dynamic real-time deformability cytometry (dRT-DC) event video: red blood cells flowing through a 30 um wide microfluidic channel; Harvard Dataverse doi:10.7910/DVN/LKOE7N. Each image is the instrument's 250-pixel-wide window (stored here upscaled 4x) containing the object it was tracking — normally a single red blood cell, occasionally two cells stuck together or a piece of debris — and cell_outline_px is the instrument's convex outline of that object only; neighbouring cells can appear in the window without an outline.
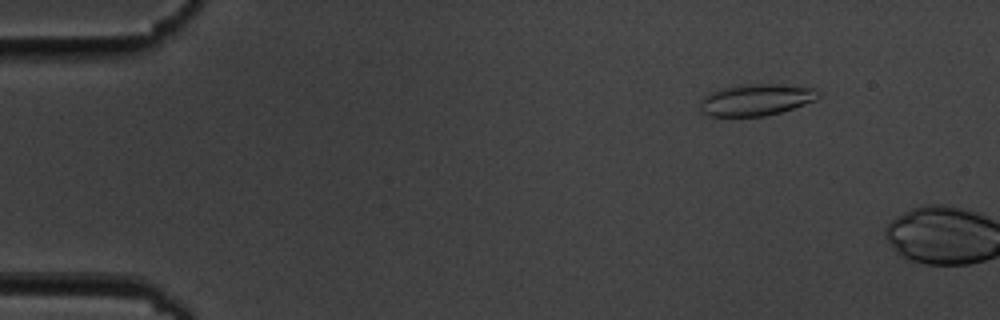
{"species": "common noctule bat (a hibernating species)", "species_latin": "Nyctalus noctula", "temperature_condition": "cold", "stored_images_in_passage": 10, "camera_frame_rate_fps": 3000, "um_per_image_px": 0.085, "animal": {"sex": "male", "body_mass_g": 19.5, "forearm_length_mm": 54.6}, "frame": {"image": 1, "passage_image": 7, "time_ms": 2.0, "image_size_px": [1000, 320], "cell_outline_px": [[824, 96], [816, 100], [780, 112], [764, 116], [708, 116], [700, 112], [700, 104], [704, 96], [720, 88], [744, 84], [784, 84], [816, 88]], "centroid_in_image_um": [64.31, 8.47], "position_along_channel_um": 20.7, "area_um2": 22.02}}